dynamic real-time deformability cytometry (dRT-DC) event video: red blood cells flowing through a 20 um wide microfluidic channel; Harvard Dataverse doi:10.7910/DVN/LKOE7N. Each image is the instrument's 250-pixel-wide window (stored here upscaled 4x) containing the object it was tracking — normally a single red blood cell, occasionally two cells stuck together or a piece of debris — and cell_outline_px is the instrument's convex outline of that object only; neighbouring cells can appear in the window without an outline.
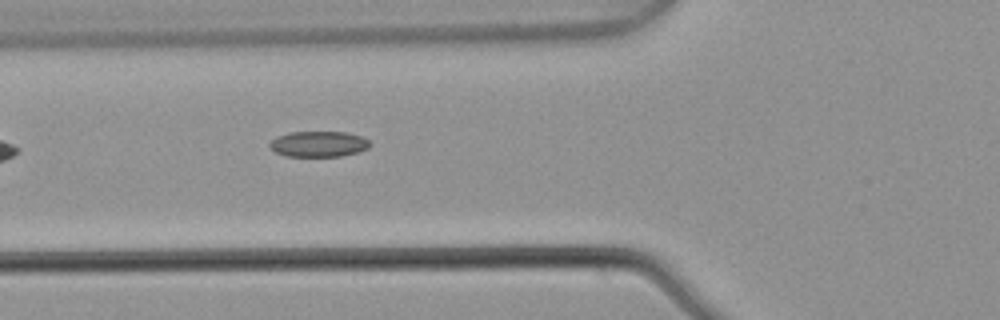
{"species": "common noctule bat (a hibernating species)", "species_latin": "Nyctalus noctula", "temperature_condition": "warm", "stored_images_in_passage": 3, "camera_frame_rate_fps": 3000, "um_per_image_px": 0.085, "animal": {"sex": "male", "body_mass_g": 21.5, "forearm_length_mm": 52.0}, "frame": {"image": 1, "passage_image": 3, "time_ms": 0.667, "image_size_px": [1000, 320], "cell_outline_px": [[372, 144], [368, 148], [356, 152], [340, 156], [288, 156], [276, 152], [268, 144], [276, 136], [288, 132], [348, 132], [360, 136], [368, 140]], "centroid_in_image_um": [27.08, 12.23], "position_along_channel_um": 98.7, "area_um2": 14.91}}